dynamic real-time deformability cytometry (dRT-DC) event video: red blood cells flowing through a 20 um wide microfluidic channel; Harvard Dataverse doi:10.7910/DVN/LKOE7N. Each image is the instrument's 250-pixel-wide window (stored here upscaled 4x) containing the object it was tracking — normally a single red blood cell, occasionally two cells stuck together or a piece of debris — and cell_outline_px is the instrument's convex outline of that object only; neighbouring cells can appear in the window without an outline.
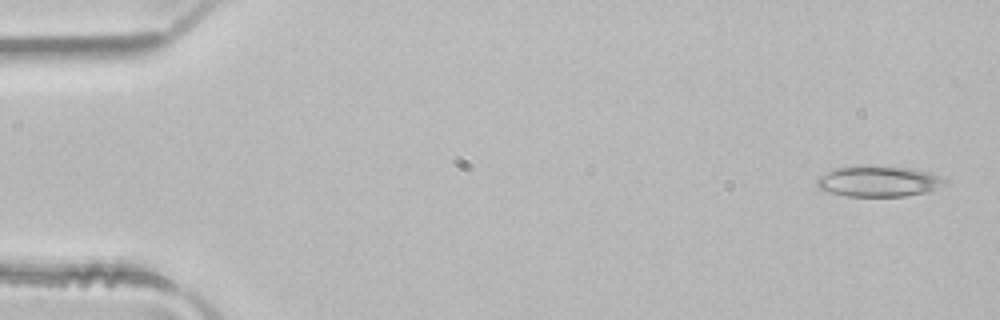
{"species": "common noctule bat (a hibernating species)", "species_latin": "Nyctalus noctula", "temperature_condition": "room temperature", "stored_images_in_passage": 4, "camera_frame_rate_fps": 3000, "um_per_image_px": 0.085, "animal": {"sex": "male", "body_mass_g": 21.5, "forearm_length_mm": 52.0}, "frame": {"image": 1, "passage_image": 1, "time_ms": 0.0, "image_size_px": [1000, 320], "cell_outline_px": [[948, 184], [928, 192], [904, 196], [848, 196], [832, 192], [820, 188], [816, 184], [816, 180], [820, 176], [832, 168], [856, 164], [872, 164], [908, 168], [932, 172], [948, 180]], "centroid_in_image_um": [74.71, 15.37], "position_along_channel_um": 10.3, "area_um2": 23.58}}